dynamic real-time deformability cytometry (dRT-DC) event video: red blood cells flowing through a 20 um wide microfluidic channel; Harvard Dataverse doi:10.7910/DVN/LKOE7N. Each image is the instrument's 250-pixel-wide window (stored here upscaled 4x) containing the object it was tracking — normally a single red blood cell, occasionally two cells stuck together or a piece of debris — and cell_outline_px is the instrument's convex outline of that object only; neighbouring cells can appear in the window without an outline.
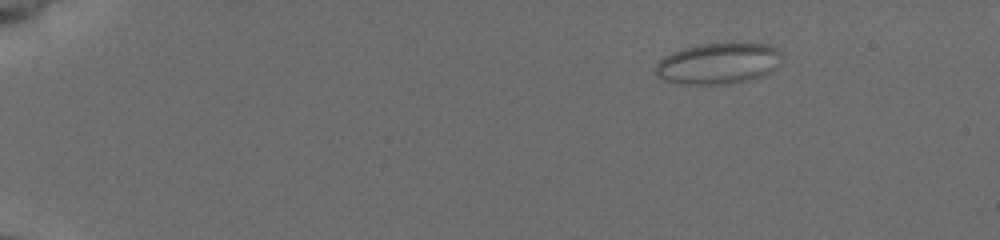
{"species": "common noctule bat (a hibernating species)", "species_latin": "Nyctalus noctula", "temperature_condition": "cold", "stored_images_in_passage": 50, "camera_frame_rate_fps": 3000, "um_per_image_px": 0.085, "animal": {"sex": "female", "body_mass_g": 19.5, "forearm_length_mm": 54.1}, "frame": {"image": 1, "passage_image": 1, "time_ms": 0.0, "image_size_px": [1000, 240], "cell_outline_px": [[776, 52], [768, 72], [744, 80], [724, 84], [680, 84], [668, 80], [660, 76], [656, 72], [656, 68], [660, 60], [676, 52], [688, 48], [704, 44], [764, 44], [772, 48]], "centroid_in_image_um": [60.9, 5.42], "position_along_channel_um": 24.1, "area_um2": 27.92}}
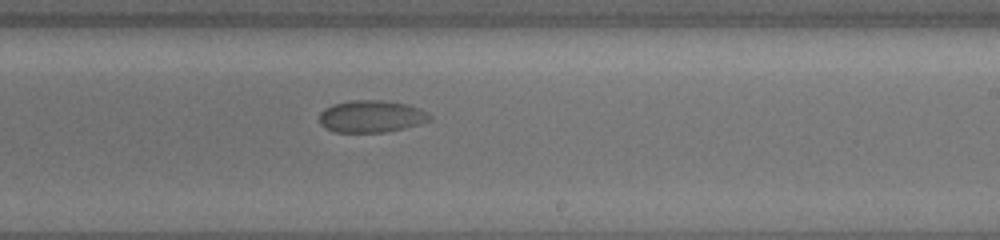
{"frame": {"image": 2, "passage_image": 30, "time_ms": 9.667, "image_size_px": [1000, 240], "cell_outline_px": [[432, 116], [428, 120], [420, 124], [404, 128], [384, 132], [336, 132], [324, 128], [320, 124], [320, 112], [324, 108], [332, 104], [352, 100], [384, 100], [408, 104], [420, 108]], "centroid_in_image_um": [31.54, 9.88], "position_along_channel_um": 257.5, "area_um2": 20.75}}
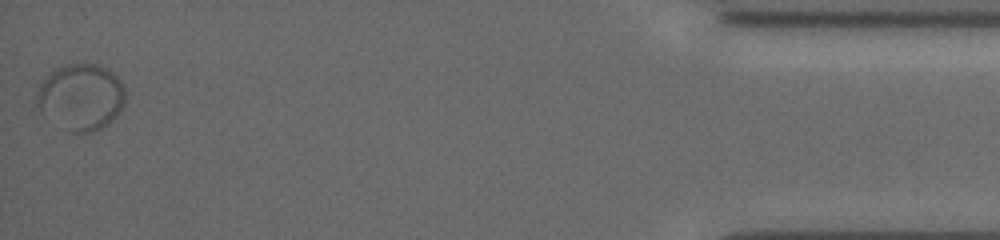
{"frame": {"image": 3, "passage_image": 50, "time_ms": 16.333, "image_size_px": [1000, 240], "cell_outline_px": [[124, 104], [120, 112], [108, 124], [100, 128], [88, 132], [72, 132], [40, 112], [36, 100], [36, 92], [40, 84], [52, 72], [68, 64], [96, 64], [112, 72], [124, 84]], "centroid_in_image_um": [6.9, 8.24], "position_along_channel_um": 428.3, "area_um2": 33.7}}